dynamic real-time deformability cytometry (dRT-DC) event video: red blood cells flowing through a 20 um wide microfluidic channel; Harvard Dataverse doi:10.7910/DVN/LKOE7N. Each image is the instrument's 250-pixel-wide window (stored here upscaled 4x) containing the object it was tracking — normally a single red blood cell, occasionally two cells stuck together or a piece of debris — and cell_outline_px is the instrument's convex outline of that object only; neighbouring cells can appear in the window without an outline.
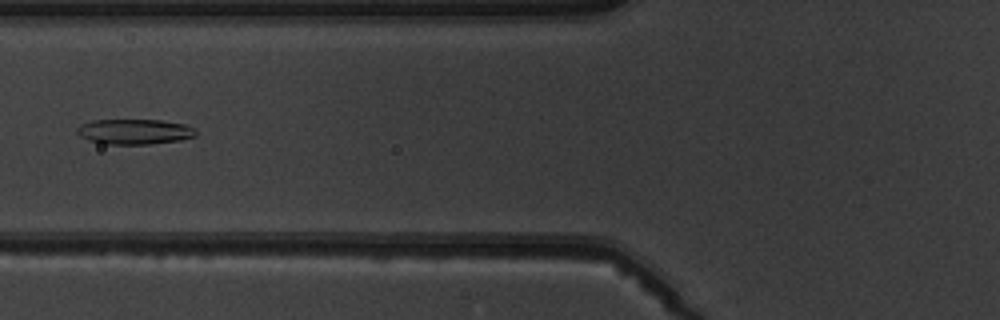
{"species": "common noctule bat (a hibernating species)", "species_latin": "Nyctalus noctula", "temperature_condition": "warm", "stored_images_in_passage": 2, "camera_frame_rate_fps": 3000, "um_per_image_px": 0.085, "animal": {"sex": "male", "body_mass_g": 19.5, "forearm_length_mm": 54.6}, "frame": {"image": 1, "passage_image": 2, "time_ms": 1.0, "image_size_px": [1000, 320], "cell_outline_px": [[196, 136], [180, 140], [148, 144], [104, 144], [88, 140], [80, 136], [76, 132], [76, 128], [80, 124], [92, 120], [160, 120], [184, 124], [196, 128]], "centroid_in_image_um": [11.41, 11.19], "position_along_channel_um": 114.4, "area_um2": 17.57}}